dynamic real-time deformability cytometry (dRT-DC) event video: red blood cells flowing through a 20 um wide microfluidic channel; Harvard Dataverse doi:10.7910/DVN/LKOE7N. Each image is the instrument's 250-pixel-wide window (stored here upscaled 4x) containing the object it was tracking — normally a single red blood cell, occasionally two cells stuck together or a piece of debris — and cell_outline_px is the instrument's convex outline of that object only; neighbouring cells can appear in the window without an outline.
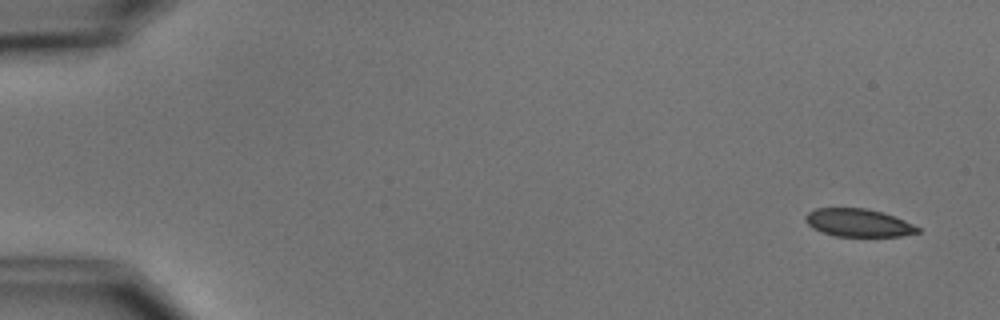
{"species": "common noctule bat (a hibernating species)", "species_latin": "Nyctalus noctula", "temperature_condition": "cold", "stored_images_in_passage": 5, "camera_frame_rate_fps": 3000, "um_per_image_px": 0.085, "animal": {"sex": "male", "body_mass_g": 15.6}, "frame": {"image": 1, "passage_image": 1, "time_ms": 0.0, "image_size_px": [1000, 320], "cell_outline_px": [[920, 232], [900, 236], [836, 236], [812, 228], [804, 220], [804, 216], [808, 212], [816, 208], [868, 208], [904, 220], [920, 228]], "centroid_in_image_um": [72.93, 18.93], "position_along_channel_um": 12.1, "area_um2": 18.09}}
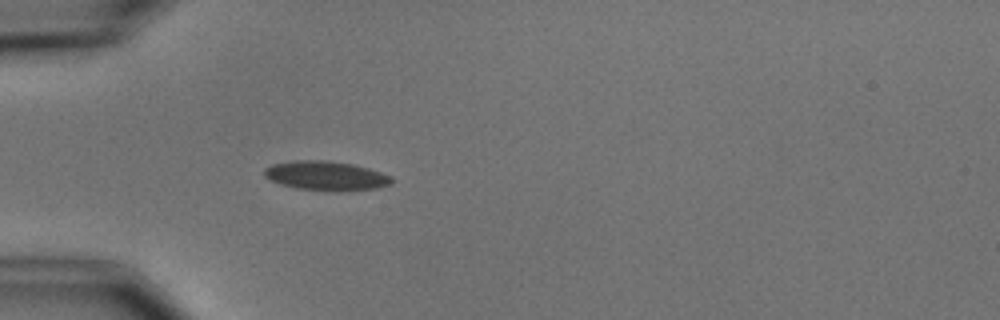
{"frame": {"image": 2, "passage_image": 5, "time_ms": 4.667, "image_size_px": [1000, 320], "cell_outline_px": [[396, 180], [392, 184], [376, 188], [296, 188], [280, 184], [264, 176], [264, 168], [272, 164], [292, 160], [328, 160], [352, 164], [368, 168], [392, 176]], "centroid_in_image_um": [27.69, 14.88], "position_along_channel_um": 57.3, "area_um2": 20.87}}